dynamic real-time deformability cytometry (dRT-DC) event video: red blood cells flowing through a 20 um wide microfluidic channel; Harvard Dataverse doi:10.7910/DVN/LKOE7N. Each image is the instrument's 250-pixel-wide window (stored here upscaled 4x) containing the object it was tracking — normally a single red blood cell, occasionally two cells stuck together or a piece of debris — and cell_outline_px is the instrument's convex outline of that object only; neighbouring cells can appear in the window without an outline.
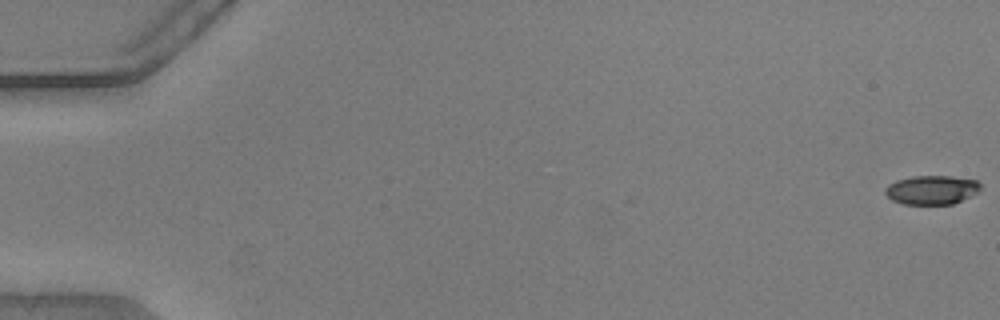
{"species": "common noctule bat (a hibernating species)", "species_latin": "Nyctalus noctula", "temperature_condition": "warm", "stored_images_in_passage": 55, "camera_frame_rate_fps": 3000, "um_per_image_px": 0.085, "animal": {"sex": "male", "body_mass_g": 20.5, "forearm_length_mm": 52.5}, "frame": {"image": 1, "passage_image": 1, "time_ms": 0.0, "image_size_px": [1000, 320], "cell_outline_px": [[980, 188], [976, 192], [952, 204], [904, 204], [892, 200], [884, 192], [884, 188], [888, 184], [896, 180], [912, 176], [952, 176], [976, 180], [980, 184]], "centroid_in_image_um": [79.14, 16.13], "position_along_channel_um": 5.9, "area_um2": 15.95}}
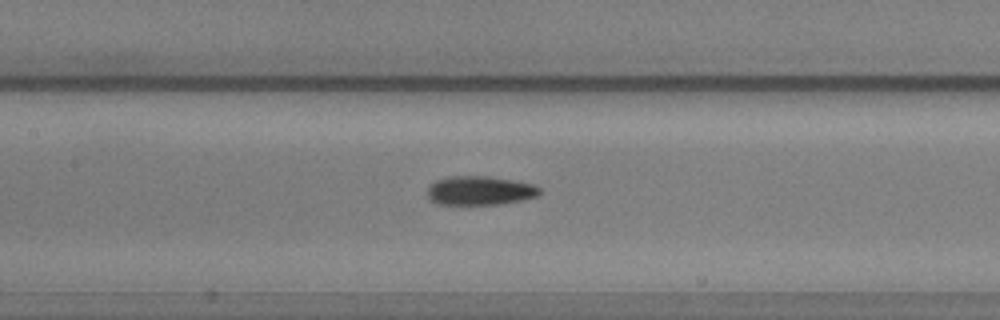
{"frame": {"image": 2, "passage_image": 27, "time_ms": 8.667, "image_size_px": [1000, 320], "cell_outline_px": [[540, 192], [536, 196], [520, 200], [500, 204], [440, 204], [432, 200], [428, 196], [428, 188], [436, 180], [452, 176], [488, 176], [512, 180], [532, 184], [540, 188]], "centroid_in_image_um": [40.79, 16.19], "position_along_channel_um": 166.6, "area_um2": 18.61}}
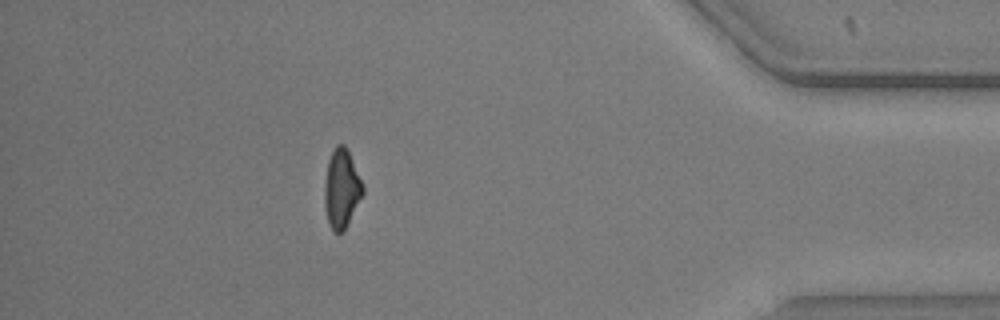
{"frame": {"image": 3, "passage_image": 49, "time_ms": 16.0, "image_size_px": [1000, 320], "cell_outline_px": [[364, 192], [344, 232], [332, 232], [328, 224], [324, 208], [324, 184], [328, 160], [336, 144], [344, 144], [348, 148], [364, 184]], "centroid_in_image_um": [29.04, 16.04], "position_along_channel_um": 406.2, "area_um2": 18.09}, "authors_computed_cell_mechanics": {"area_um2": 17.918, "velocity_mm_per_s": 3.8413, "shape_relaxation_time_tau1_ms": 3.0907, "shape_relaxation_time_tau2_ms": 5.0868, "deformation_change_tau1": 0.146, "deformation_change_tau2": 0.1438}}